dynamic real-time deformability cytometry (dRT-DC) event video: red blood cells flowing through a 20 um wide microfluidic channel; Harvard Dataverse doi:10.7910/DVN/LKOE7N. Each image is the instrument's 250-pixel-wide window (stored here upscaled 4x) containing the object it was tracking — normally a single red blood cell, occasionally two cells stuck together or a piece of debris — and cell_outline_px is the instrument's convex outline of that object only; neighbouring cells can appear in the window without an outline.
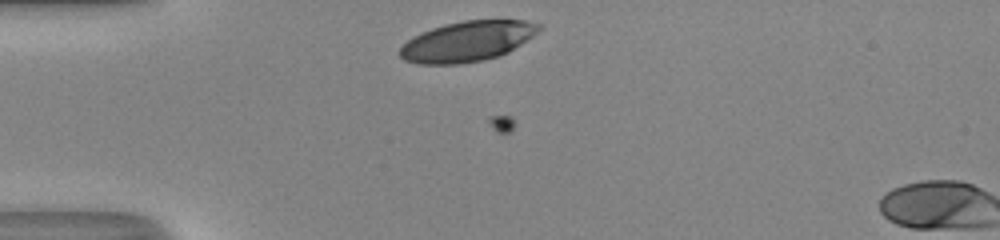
{"species": "human", "species_latin": "Homo sapiens", "temperature_condition": "room temperature", "stored_images_in_passage": 3, "camera_frame_rate_fps": 3000, "um_per_image_px": 0.085, "donor": {"sex": "male"}, "frame": {"image": 1, "passage_image": 1, "time_ms": 0.0, "image_size_px": [1000, 240], "cell_outline_px": [[540, 28], [532, 36], [508, 52], [484, 60], [460, 64], [420, 64], [404, 60], [400, 56], [400, 48], [408, 40], [420, 32], [444, 24], [464, 20], [524, 20], [540, 24]], "centroid_in_image_um": [39.69, 3.51], "position_along_channel_um": 45.3, "area_um2": 32.37}}